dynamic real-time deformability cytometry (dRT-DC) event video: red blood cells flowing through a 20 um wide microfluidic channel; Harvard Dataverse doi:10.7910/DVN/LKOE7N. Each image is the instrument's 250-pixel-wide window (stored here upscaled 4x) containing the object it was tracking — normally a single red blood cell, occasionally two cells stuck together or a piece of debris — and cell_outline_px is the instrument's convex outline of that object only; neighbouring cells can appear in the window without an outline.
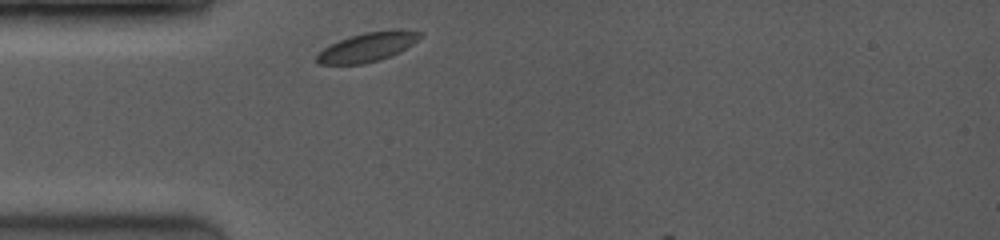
{"species": "common noctule bat (a hibernating species)", "species_latin": "Nyctalus noctula", "temperature_condition": "room temperature", "stored_images_in_passage": 2, "camera_frame_rate_fps": 3500, "um_per_image_px": 0.085, "animal": {"sex": "female", "body_mass_g": 19.0, "forearm_length_mm": 53.3}, "frame": {"image": 1, "passage_image": 1, "time_ms": 0.0, "image_size_px": [1000, 240], "cell_outline_px": [[424, 36], [400, 52], [380, 60], [364, 64], [320, 64], [316, 60], [316, 52], [340, 40], [364, 32], [392, 28], [400, 28], [424, 32]], "centroid_in_image_um": [31.31, 3.97], "position_along_channel_um": 53.7, "area_um2": 17.92}}